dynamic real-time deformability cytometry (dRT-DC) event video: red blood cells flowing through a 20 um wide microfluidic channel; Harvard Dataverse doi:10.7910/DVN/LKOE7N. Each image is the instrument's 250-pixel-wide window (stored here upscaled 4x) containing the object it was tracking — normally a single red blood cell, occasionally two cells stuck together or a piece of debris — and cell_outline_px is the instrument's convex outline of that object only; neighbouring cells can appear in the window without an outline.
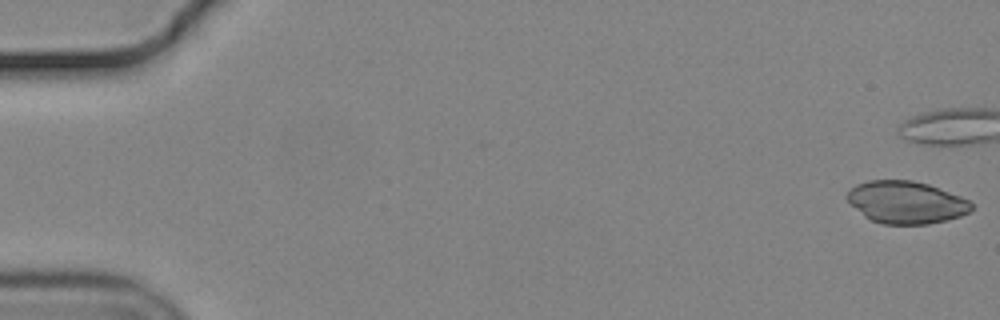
{"species": "common noctule bat (a hibernating species)", "species_latin": "Nyctalus noctula", "temperature_condition": "cold", "stored_images_in_passage": 44, "camera_frame_rate_fps": 3000, "um_per_image_px": 0.085, "animal": {"sex": "male", "body_mass_g": 19.2, "forearm_length_mm": 51.8}, "frame": {"image": 1, "passage_image": 1, "time_ms": 0.0, "image_size_px": [1000, 320], "cell_outline_px": [[972, 208], [968, 212], [960, 216], [948, 220], [928, 224], [884, 224], [872, 220], [864, 216], [844, 196], [856, 184], [868, 180], [912, 180], [928, 184], [960, 196], [968, 200], [972, 204]], "centroid_in_image_um": [77.02, 17.19], "position_along_channel_um": 8.0, "area_um2": 30.52}}